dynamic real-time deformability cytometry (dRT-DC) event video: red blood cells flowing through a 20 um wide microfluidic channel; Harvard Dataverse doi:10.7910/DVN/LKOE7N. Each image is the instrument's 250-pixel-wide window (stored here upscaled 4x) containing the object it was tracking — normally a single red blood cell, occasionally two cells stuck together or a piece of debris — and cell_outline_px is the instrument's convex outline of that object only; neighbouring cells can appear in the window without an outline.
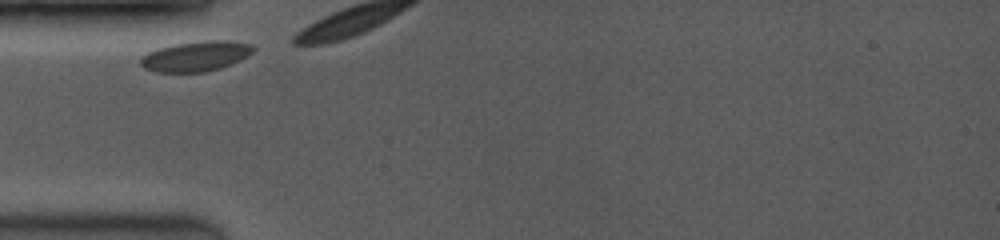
{"species": "common noctule bat (a hibernating species)", "species_latin": "Nyctalus noctula", "temperature_condition": "room temperature", "stored_images_in_passage": 6, "camera_frame_rate_fps": 3500, "um_per_image_px": 0.085, "animal": {"sex": "female", "body_mass_g": 19.0, "forearm_length_mm": 53.3}, "frame": {"image": 1, "passage_image": 1, "time_ms": 0.0, "image_size_px": [1000, 240], "cell_outline_px": [[256, 48], [252, 52], [240, 60], [220, 68], [204, 72], [156, 72], [144, 68], [140, 64], [140, 56], [156, 48], [176, 44], [208, 40], [224, 40], [252, 44]], "centroid_in_image_um": [16.61, 4.78], "position_along_channel_um": 68.4, "area_um2": 19.77}}